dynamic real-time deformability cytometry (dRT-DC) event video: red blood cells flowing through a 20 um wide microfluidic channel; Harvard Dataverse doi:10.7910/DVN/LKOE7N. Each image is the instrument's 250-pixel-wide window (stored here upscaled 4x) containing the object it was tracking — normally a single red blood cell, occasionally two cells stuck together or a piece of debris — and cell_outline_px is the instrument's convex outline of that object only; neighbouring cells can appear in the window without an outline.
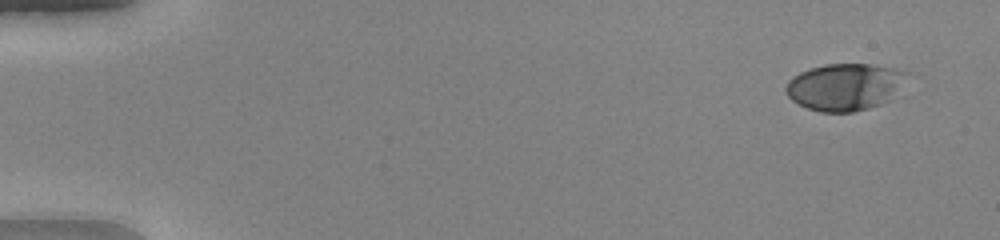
{"species": "human", "species_latin": "Homo sapiens", "temperature_condition": "warm", "stored_images_in_passage": 50, "camera_frame_rate_fps": 3000, "um_per_image_px": 0.085, "donor": {"sex": "female"}, "frame": {"image": 1, "passage_image": 3, "time_ms": 0.667, "image_size_px": [1000, 240], "cell_outline_px": [[908, 72], [888, 100], [880, 104], [868, 108], [852, 112], [820, 112], [808, 108], [792, 100], [784, 92], [784, 88], [788, 80], [792, 76], [800, 72], [824, 64], [868, 64], [892, 68]], "centroid_in_image_um": [71.71, 7.38], "position_along_channel_um": 13.3, "area_um2": 32.6}}
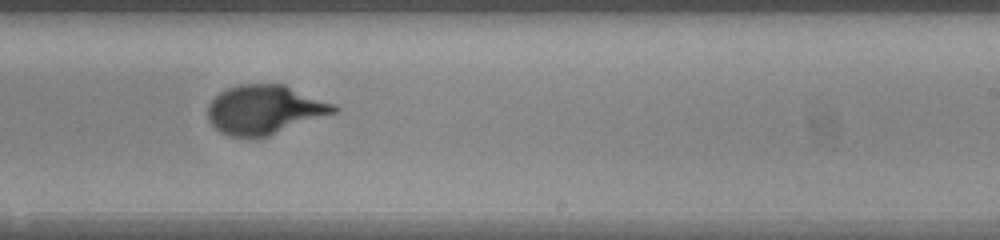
{"frame": {"image": 2, "passage_image": 32, "time_ms": 10.333, "image_size_px": [1000, 240], "cell_outline_px": [[340, 112], [260, 140], [248, 140], [228, 136], [220, 132], [208, 120], [208, 104], [220, 92], [228, 88], [240, 84], [284, 84], [336, 104], [340, 108]], "centroid_in_image_um": [22.55, 9.38], "position_along_channel_um": 266.5, "area_um2": 37.34}}
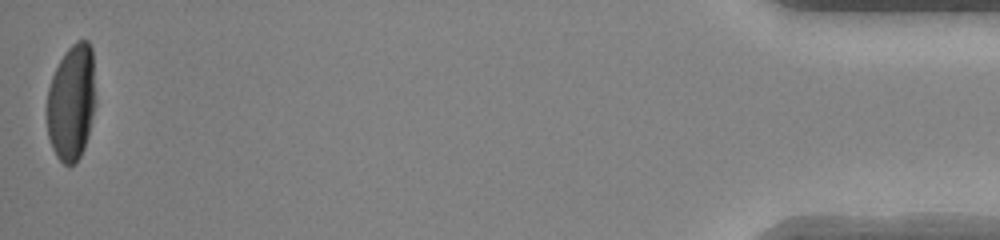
{"frame": {"image": 3, "passage_image": 50, "time_ms": 16.333, "image_size_px": [1000, 240], "cell_outline_px": [[96, 104], [88, 136], [84, 148], [76, 164], [68, 168], [56, 156], [52, 148], [48, 136], [48, 88], [52, 76], [64, 52], [76, 40], [88, 40], [92, 48], [96, 100]], "centroid_in_image_um": [6.1, 8.71], "position_along_channel_um": 429.1, "area_um2": 33.41}, "authors_computed_cell_mechanics": {"area_um2": 35.6337, "velocity_mm_per_s": 4.1456, "shape_relaxation_time_tau1_ms": 3.0607, "shape_relaxation_time_tau2_ms": null, "deformation_change_tau1": 0.2098, "deformation_change_tau2": null}}